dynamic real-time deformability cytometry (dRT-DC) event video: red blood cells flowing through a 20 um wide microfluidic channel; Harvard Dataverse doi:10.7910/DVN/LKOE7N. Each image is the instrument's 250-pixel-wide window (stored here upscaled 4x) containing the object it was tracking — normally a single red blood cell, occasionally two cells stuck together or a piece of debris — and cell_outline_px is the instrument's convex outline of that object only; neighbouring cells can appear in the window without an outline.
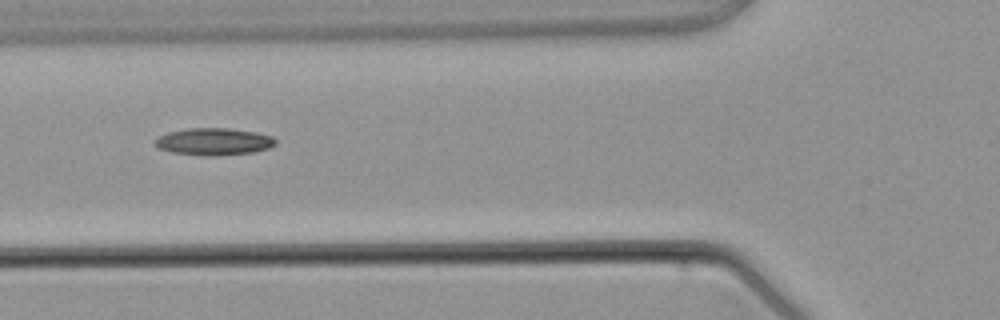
{"species": "common noctule bat (a hibernating species)", "species_latin": "Nyctalus noctula", "temperature_condition": "warm", "stored_images_in_passage": 4, "camera_frame_rate_fps": 3000, "um_per_image_px": 0.085, "animal": {"sex": "male", "body_mass_g": 21.5, "forearm_length_mm": 52.0}, "frame": {"image": 1, "passage_image": 4, "time_ms": 3.667, "image_size_px": [1000, 320], "cell_outline_px": [[276, 144], [268, 148], [252, 152], [216, 156], [208, 156], [172, 152], [160, 148], [156, 144], [156, 140], [160, 136], [168, 132], [188, 128], [228, 128], [256, 132], [272, 136], [276, 140]], "centroid_in_image_um": [18.21, 12.03], "position_along_channel_um": 107.6, "area_um2": 18.84}}